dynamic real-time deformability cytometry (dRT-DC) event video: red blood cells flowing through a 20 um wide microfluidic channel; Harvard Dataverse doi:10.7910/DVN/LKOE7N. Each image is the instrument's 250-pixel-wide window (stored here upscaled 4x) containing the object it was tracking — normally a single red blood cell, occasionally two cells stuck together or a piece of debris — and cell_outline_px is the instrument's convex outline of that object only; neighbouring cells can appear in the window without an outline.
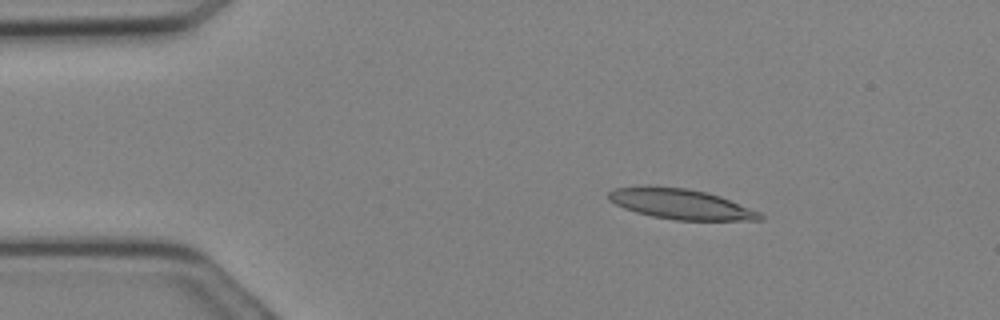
{"species": "Egyptian fruit bat (a non-hibernating species)", "species_latin": "Rousettus aegyptiacus", "temperature_condition": "cold", "stored_images_in_passage": 29, "camera_frame_rate_fps": 3000, "um_per_image_px": 0.085, "animal": {"sex": "female"}, "frame": {"image": 1, "passage_image": 4, "time_ms": 1.0, "image_size_px": [1000, 320], "cell_outline_px": [[764, 220], [676, 220], [652, 216], [636, 212], [624, 208], [608, 200], [608, 192], [612, 188], [688, 188], [708, 192], [720, 196], [760, 212], [764, 216]], "centroid_in_image_um": [57.92, 17.37], "position_along_channel_um": 27.1, "area_um2": 26.07}}
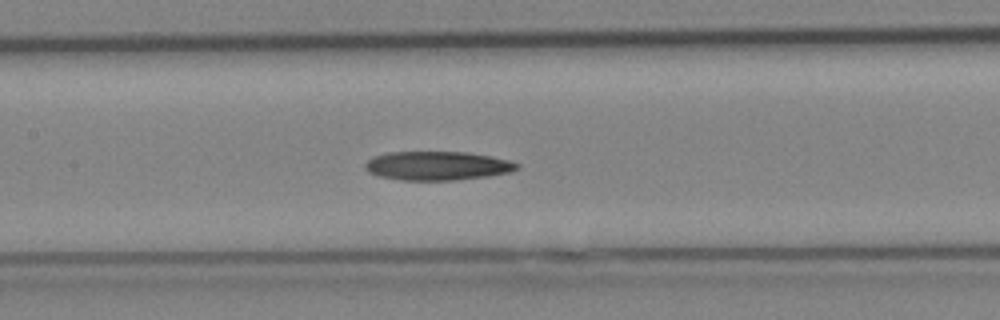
{"frame": {"image": 2, "passage_image": 13, "time_ms": 4.0, "image_size_px": [1000, 320], "cell_outline_px": [[520, 168], [512, 172], [488, 176], [456, 180], [404, 180], [380, 176], [368, 172], [364, 168], [364, 164], [368, 160], [376, 156], [388, 152], [468, 152], [492, 156], [512, 160], [520, 164]], "centroid_in_image_um": [37.25, 14.09], "position_along_channel_um": 170.2, "area_um2": 25.72}}
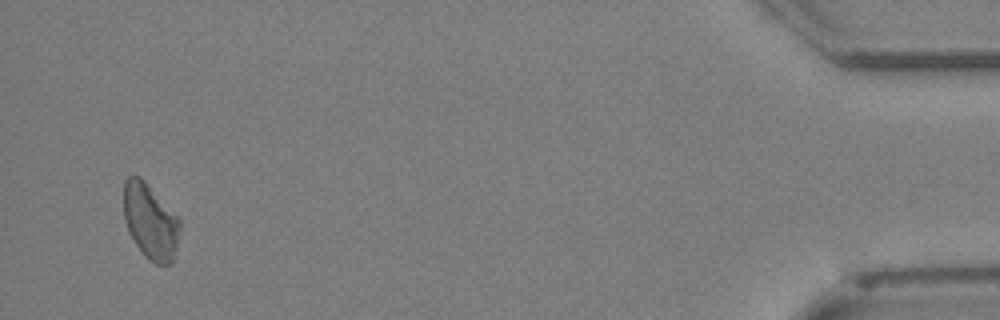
{"frame": {"image": 3, "passage_image": 28, "time_ms": 9.0, "image_size_px": [1000, 320], "cell_outline_px": [[180, 228], [176, 248], [172, 264], [156, 264], [136, 244], [128, 232], [124, 220], [124, 180], [128, 176], [140, 176], [144, 180], [180, 220]], "centroid_in_image_um": [12.77, 18.8], "position_along_channel_um": 422.4, "area_um2": 24.22}}